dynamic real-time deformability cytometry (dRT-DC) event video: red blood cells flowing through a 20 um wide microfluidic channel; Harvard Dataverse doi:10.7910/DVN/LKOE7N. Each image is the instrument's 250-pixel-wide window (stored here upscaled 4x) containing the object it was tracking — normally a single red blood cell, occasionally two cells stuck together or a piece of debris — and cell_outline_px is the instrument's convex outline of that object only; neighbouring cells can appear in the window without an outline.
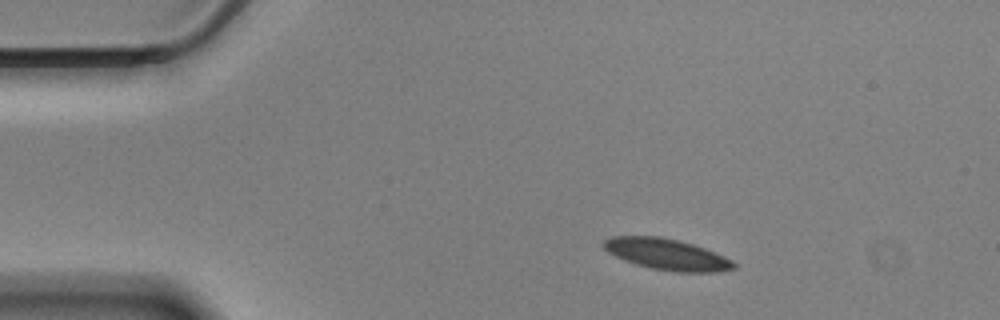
{"species": "Egyptian fruit bat (a non-hibernating species)", "species_latin": "Rousettus aegyptiacus", "temperature_condition": "cold", "stored_images_in_passage": 44, "camera_frame_rate_fps": 3000, "um_per_image_px": 0.085, "animal": {"sex": "male"}, "frame": {"image": 1, "passage_image": 1, "time_ms": 0.0, "image_size_px": [1000, 320], "cell_outline_px": [[736, 268], [716, 272], [676, 272], [652, 268], [636, 264], [624, 260], [608, 252], [600, 244], [604, 240], [612, 236], [660, 236], [680, 240], [704, 248], [732, 260], [736, 264]], "centroid_in_image_um": [56.66, 21.61], "position_along_channel_um": 28.3, "area_um2": 23.58}}
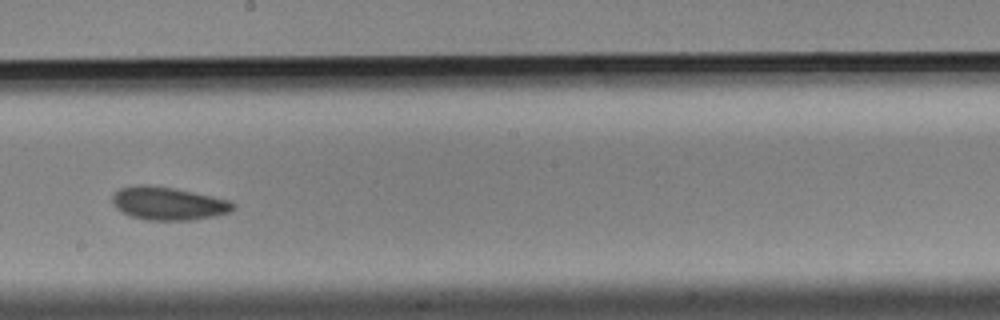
{"frame": {"image": 2, "passage_image": 24, "time_ms": 7.667, "image_size_px": [1000, 320], "cell_outline_px": [[236, 208], [228, 212], [196, 220], [148, 220], [128, 216], [120, 212], [112, 204], [112, 196], [120, 188], [140, 184], [148, 184], [172, 188], [192, 192], [228, 200], [236, 204]], "centroid_in_image_um": [14.25, 17.3], "position_along_channel_um": 233.9, "area_um2": 23.29}}
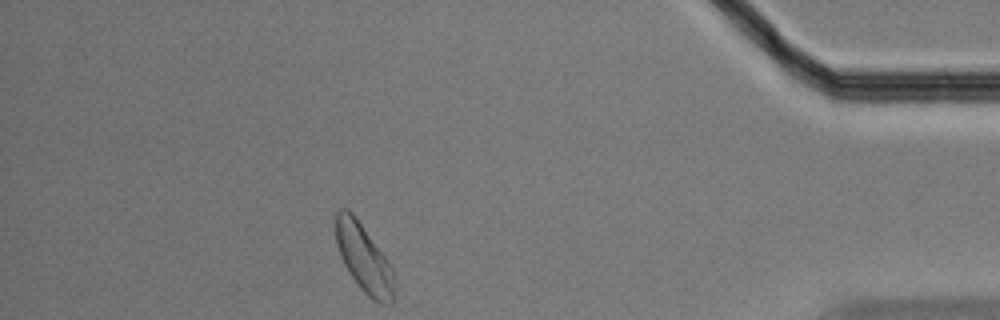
{"frame": {"image": 3, "passage_image": 43, "time_ms": 14.0, "image_size_px": [1000, 320], "cell_outline_px": [[396, 300], [392, 304], [380, 304], [372, 300], [360, 288], [348, 272], [340, 256], [336, 244], [336, 212], [340, 208], [348, 208], [352, 212], [388, 260], [392, 268], [396, 296]], "centroid_in_image_um": [30.95, 22.0], "position_along_channel_um": 404.2, "area_um2": 23.47}, "authors_computed_cell_mechanics": {"area_um2": 23.1778, "velocity_mm_per_s": 3.4181, "shape_relaxation_time_tau1_ms": 6.3652, "shape_relaxation_time_tau2_ms": 3.5897, "deformation_change_tau1": 0.0735, "deformation_change_tau2": 0.0887}}